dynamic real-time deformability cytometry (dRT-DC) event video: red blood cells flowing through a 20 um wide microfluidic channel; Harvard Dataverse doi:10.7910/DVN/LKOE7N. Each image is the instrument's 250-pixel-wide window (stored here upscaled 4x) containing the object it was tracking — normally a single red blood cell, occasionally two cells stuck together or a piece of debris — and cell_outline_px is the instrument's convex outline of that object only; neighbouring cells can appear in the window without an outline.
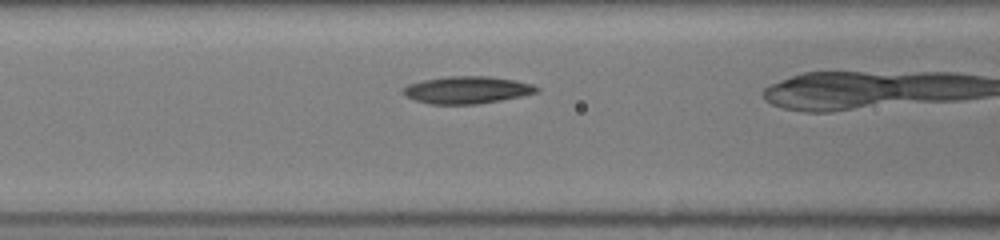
{"species": "common noctule bat (a hibernating species)", "species_latin": "Nyctalus noctula", "temperature_condition": "room temperature", "stored_images_in_passage": 23, "camera_frame_rate_fps": 3000, "um_per_image_px": 0.085, "animal": {"sex": "female", "body_mass_g": 19.5, "forearm_length_mm": 54.1}, "frame": {"image": 1, "passage_image": 7, "time_ms": 2.0, "image_size_px": [1000, 240], "cell_outline_px": [[540, 92], [480, 104], [428, 104], [404, 96], [400, 92], [408, 84], [424, 80], [444, 76], [492, 76], [516, 80], [532, 84], [540, 88]], "centroid_in_image_um": [39.7, 7.64], "position_along_channel_um": 126.9, "area_um2": 21.44}}
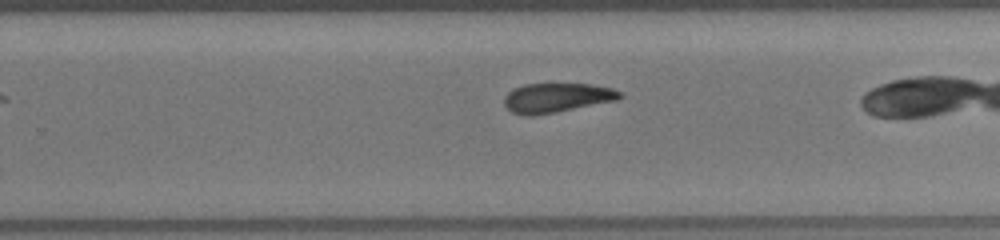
{"frame": {"image": 2, "passage_image": 17, "time_ms": 5.333, "image_size_px": [1000, 240], "cell_outline_px": [[624, 96], [620, 100], [556, 112], [532, 116], [524, 116], [512, 112], [504, 104], [504, 96], [512, 88], [524, 84], [592, 84], [612, 88], [620, 92]], "centroid_in_image_um": [47.33, 8.31], "position_along_channel_um": 282.5, "area_um2": 20.06}}
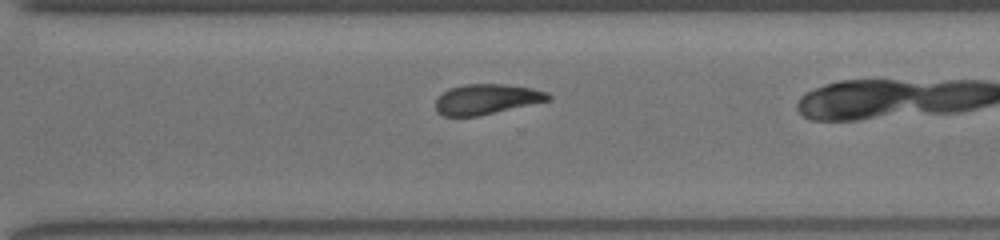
{"frame": {"image": 3, "passage_image": 20, "time_ms": 6.333, "image_size_px": [1000, 240], "cell_outline_px": [[552, 100], [480, 116], [444, 116], [436, 112], [436, 100], [444, 92], [452, 88], [464, 84], [508, 84], [532, 88], [548, 92], [552, 96]], "centroid_in_image_um": [41.42, 8.44], "position_along_channel_um": 329.2, "area_um2": 20.0}}